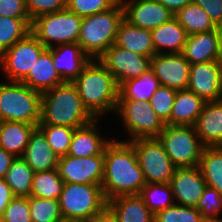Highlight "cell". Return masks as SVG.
<instances>
[{
    "mask_svg": "<svg viewBox=\"0 0 222 222\" xmlns=\"http://www.w3.org/2000/svg\"><path fill=\"white\" fill-rule=\"evenodd\" d=\"M145 184L134 146L113 138L104 151L101 187L106 200L121 195H139Z\"/></svg>",
    "mask_w": 222,
    "mask_h": 222,
    "instance_id": "obj_1",
    "label": "cell"
},
{
    "mask_svg": "<svg viewBox=\"0 0 222 222\" xmlns=\"http://www.w3.org/2000/svg\"><path fill=\"white\" fill-rule=\"evenodd\" d=\"M72 83L76 86L84 107L95 119H103L112 114L114 116L119 86L99 59H90Z\"/></svg>",
    "mask_w": 222,
    "mask_h": 222,
    "instance_id": "obj_2",
    "label": "cell"
},
{
    "mask_svg": "<svg viewBox=\"0 0 222 222\" xmlns=\"http://www.w3.org/2000/svg\"><path fill=\"white\" fill-rule=\"evenodd\" d=\"M94 119L84 107L78 90L72 82H64L42 93L39 124L79 128Z\"/></svg>",
    "mask_w": 222,
    "mask_h": 222,
    "instance_id": "obj_3",
    "label": "cell"
},
{
    "mask_svg": "<svg viewBox=\"0 0 222 222\" xmlns=\"http://www.w3.org/2000/svg\"><path fill=\"white\" fill-rule=\"evenodd\" d=\"M124 19L122 4L83 17L78 44L90 59H99L115 43L120 22Z\"/></svg>",
    "mask_w": 222,
    "mask_h": 222,
    "instance_id": "obj_4",
    "label": "cell"
},
{
    "mask_svg": "<svg viewBox=\"0 0 222 222\" xmlns=\"http://www.w3.org/2000/svg\"><path fill=\"white\" fill-rule=\"evenodd\" d=\"M0 121L25 122L38 126L42 93L21 82L0 80Z\"/></svg>",
    "mask_w": 222,
    "mask_h": 222,
    "instance_id": "obj_5",
    "label": "cell"
},
{
    "mask_svg": "<svg viewBox=\"0 0 222 222\" xmlns=\"http://www.w3.org/2000/svg\"><path fill=\"white\" fill-rule=\"evenodd\" d=\"M58 201L64 220L86 221L107 208L101 184L64 183Z\"/></svg>",
    "mask_w": 222,
    "mask_h": 222,
    "instance_id": "obj_6",
    "label": "cell"
},
{
    "mask_svg": "<svg viewBox=\"0 0 222 222\" xmlns=\"http://www.w3.org/2000/svg\"><path fill=\"white\" fill-rule=\"evenodd\" d=\"M114 114L116 119L121 121L124 135L119 139L122 141H132L139 138H157L165 128V123L151 107L150 102L135 100H118ZM119 117V119H118Z\"/></svg>",
    "mask_w": 222,
    "mask_h": 222,
    "instance_id": "obj_7",
    "label": "cell"
},
{
    "mask_svg": "<svg viewBox=\"0 0 222 222\" xmlns=\"http://www.w3.org/2000/svg\"><path fill=\"white\" fill-rule=\"evenodd\" d=\"M83 17L67 8L32 20L31 33L46 47L78 43Z\"/></svg>",
    "mask_w": 222,
    "mask_h": 222,
    "instance_id": "obj_8",
    "label": "cell"
},
{
    "mask_svg": "<svg viewBox=\"0 0 222 222\" xmlns=\"http://www.w3.org/2000/svg\"><path fill=\"white\" fill-rule=\"evenodd\" d=\"M157 138L176 167L199 166L205 146L194 126L166 124Z\"/></svg>",
    "mask_w": 222,
    "mask_h": 222,
    "instance_id": "obj_9",
    "label": "cell"
},
{
    "mask_svg": "<svg viewBox=\"0 0 222 222\" xmlns=\"http://www.w3.org/2000/svg\"><path fill=\"white\" fill-rule=\"evenodd\" d=\"M46 49L30 32L0 55V76L6 81L21 82Z\"/></svg>",
    "mask_w": 222,
    "mask_h": 222,
    "instance_id": "obj_10",
    "label": "cell"
},
{
    "mask_svg": "<svg viewBox=\"0 0 222 222\" xmlns=\"http://www.w3.org/2000/svg\"><path fill=\"white\" fill-rule=\"evenodd\" d=\"M135 148L137 160L146 183H170L177 168L166 154L158 138L129 141Z\"/></svg>",
    "mask_w": 222,
    "mask_h": 222,
    "instance_id": "obj_11",
    "label": "cell"
},
{
    "mask_svg": "<svg viewBox=\"0 0 222 222\" xmlns=\"http://www.w3.org/2000/svg\"><path fill=\"white\" fill-rule=\"evenodd\" d=\"M99 60L113 75L117 85L138 78L150 69L151 58L123 49L115 44L110 46Z\"/></svg>",
    "mask_w": 222,
    "mask_h": 222,
    "instance_id": "obj_12",
    "label": "cell"
},
{
    "mask_svg": "<svg viewBox=\"0 0 222 222\" xmlns=\"http://www.w3.org/2000/svg\"><path fill=\"white\" fill-rule=\"evenodd\" d=\"M57 170L64 183L102 184L104 155L59 157Z\"/></svg>",
    "mask_w": 222,
    "mask_h": 222,
    "instance_id": "obj_13",
    "label": "cell"
},
{
    "mask_svg": "<svg viewBox=\"0 0 222 222\" xmlns=\"http://www.w3.org/2000/svg\"><path fill=\"white\" fill-rule=\"evenodd\" d=\"M187 89L205 102L222 99V60L192 64Z\"/></svg>",
    "mask_w": 222,
    "mask_h": 222,
    "instance_id": "obj_14",
    "label": "cell"
},
{
    "mask_svg": "<svg viewBox=\"0 0 222 222\" xmlns=\"http://www.w3.org/2000/svg\"><path fill=\"white\" fill-rule=\"evenodd\" d=\"M191 64L182 53L155 54L150 68L160 85L176 91L187 89Z\"/></svg>",
    "mask_w": 222,
    "mask_h": 222,
    "instance_id": "obj_15",
    "label": "cell"
},
{
    "mask_svg": "<svg viewBox=\"0 0 222 222\" xmlns=\"http://www.w3.org/2000/svg\"><path fill=\"white\" fill-rule=\"evenodd\" d=\"M170 185L175 204L193 208L197 207L207 186L198 166L177 167Z\"/></svg>",
    "mask_w": 222,
    "mask_h": 222,
    "instance_id": "obj_16",
    "label": "cell"
},
{
    "mask_svg": "<svg viewBox=\"0 0 222 222\" xmlns=\"http://www.w3.org/2000/svg\"><path fill=\"white\" fill-rule=\"evenodd\" d=\"M122 6L125 20L147 30L155 29L174 17L168 8L156 0H128Z\"/></svg>",
    "mask_w": 222,
    "mask_h": 222,
    "instance_id": "obj_17",
    "label": "cell"
},
{
    "mask_svg": "<svg viewBox=\"0 0 222 222\" xmlns=\"http://www.w3.org/2000/svg\"><path fill=\"white\" fill-rule=\"evenodd\" d=\"M103 120L105 119H94L85 126L75 128L67 155L73 157L104 155L106 146L114 136L111 138L108 134L106 135V130L102 132L100 122H105Z\"/></svg>",
    "mask_w": 222,
    "mask_h": 222,
    "instance_id": "obj_18",
    "label": "cell"
},
{
    "mask_svg": "<svg viewBox=\"0 0 222 222\" xmlns=\"http://www.w3.org/2000/svg\"><path fill=\"white\" fill-rule=\"evenodd\" d=\"M182 54L191 65L222 60V31L217 27L212 31L188 35Z\"/></svg>",
    "mask_w": 222,
    "mask_h": 222,
    "instance_id": "obj_19",
    "label": "cell"
},
{
    "mask_svg": "<svg viewBox=\"0 0 222 222\" xmlns=\"http://www.w3.org/2000/svg\"><path fill=\"white\" fill-rule=\"evenodd\" d=\"M51 49L54 67L64 82H73L90 61L78 43L61 44Z\"/></svg>",
    "mask_w": 222,
    "mask_h": 222,
    "instance_id": "obj_20",
    "label": "cell"
},
{
    "mask_svg": "<svg viewBox=\"0 0 222 222\" xmlns=\"http://www.w3.org/2000/svg\"><path fill=\"white\" fill-rule=\"evenodd\" d=\"M205 146H222V99L206 102L194 125Z\"/></svg>",
    "mask_w": 222,
    "mask_h": 222,
    "instance_id": "obj_21",
    "label": "cell"
},
{
    "mask_svg": "<svg viewBox=\"0 0 222 222\" xmlns=\"http://www.w3.org/2000/svg\"><path fill=\"white\" fill-rule=\"evenodd\" d=\"M34 172L51 171L57 169V156L43 132L36 127L29 137V142L22 157Z\"/></svg>",
    "mask_w": 222,
    "mask_h": 222,
    "instance_id": "obj_22",
    "label": "cell"
},
{
    "mask_svg": "<svg viewBox=\"0 0 222 222\" xmlns=\"http://www.w3.org/2000/svg\"><path fill=\"white\" fill-rule=\"evenodd\" d=\"M116 222H154V214L139 195H121L107 201Z\"/></svg>",
    "mask_w": 222,
    "mask_h": 222,
    "instance_id": "obj_23",
    "label": "cell"
},
{
    "mask_svg": "<svg viewBox=\"0 0 222 222\" xmlns=\"http://www.w3.org/2000/svg\"><path fill=\"white\" fill-rule=\"evenodd\" d=\"M26 86L43 93L64 81L56 71L52 60V49L47 48L36 60L28 75L21 81Z\"/></svg>",
    "mask_w": 222,
    "mask_h": 222,
    "instance_id": "obj_24",
    "label": "cell"
},
{
    "mask_svg": "<svg viewBox=\"0 0 222 222\" xmlns=\"http://www.w3.org/2000/svg\"><path fill=\"white\" fill-rule=\"evenodd\" d=\"M114 44L150 58L156 54L151 30L136 27L125 19L119 24Z\"/></svg>",
    "mask_w": 222,
    "mask_h": 222,
    "instance_id": "obj_25",
    "label": "cell"
},
{
    "mask_svg": "<svg viewBox=\"0 0 222 222\" xmlns=\"http://www.w3.org/2000/svg\"><path fill=\"white\" fill-rule=\"evenodd\" d=\"M151 33L156 54L182 53L188 36L175 17L152 29Z\"/></svg>",
    "mask_w": 222,
    "mask_h": 222,
    "instance_id": "obj_26",
    "label": "cell"
},
{
    "mask_svg": "<svg viewBox=\"0 0 222 222\" xmlns=\"http://www.w3.org/2000/svg\"><path fill=\"white\" fill-rule=\"evenodd\" d=\"M205 103L189 89L178 90L170 113V125L194 126Z\"/></svg>",
    "mask_w": 222,
    "mask_h": 222,
    "instance_id": "obj_27",
    "label": "cell"
},
{
    "mask_svg": "<svg viewBox=\"0 0 222 222\" xmlns=\"http://www.w3.org/2000/svg\"><path fill=\"white\" fill-rule=\"evenodd\" d=\"M35 128V125L25 122L0 121V147L14 157H23Z\"/></svg>",
    "mask_w": 222,
    "mask_h": 222,
    "instance_id": "obj_28",
    "label": "cell"
},
{
    "mask_svg": "<svg viewBox=\"0 0 222 222\" xmlns=\"http://www.w3.org/2000/svg\"><path fill=\"white\" fill-rule=\"evenodd\" d=\"M160 87L159 79L150 68L138 78L124 81L118 88V100L149 102L151 96Z\"/></svg>",
    "mask_w": 222,
    "mask_h": 222,
    "instance_id": "obj_29",
    "label": "cell"
},
{
    "mask_svg": "<svg viewBox=\"0 0 222 222\" xmlns=\"http://www.w3.org/2000/svg\"><path fill=\"white\" fill-rule=\"evenodd\" d=\"M198 167L206 185L222 195V146L204 147Z\"/></svg>",
    "mask_w": 222,
    "mask_h": 222,
    "instance_id": "obj_30",
    "label": "cell"
},
{
    "mask_svg": "<svg viewBox=\"0 0 222 222\" xmlns=\"http://www.w3.org/2000/svg\"><path fill=\"white\" fill-rule=\"evenodd\" d=\"M34 171L22 157H15L4 180L15 197H30Z\"/></svg>",
    "mask_w": 222,
    "mask_h": 222,
    "instance_id": "obj_31",
    "label": "cell"
},
{
    "mask_svg": "<svg viewBox=\"0 0 222 222\" xmlns=\"http://www.w3.org/2000/svg\"><path fill=\"white\" fill-rule=\"evenodd\" d=\"M174 17L185 29L187 35L208 32L217 28L204 9L193 2L179 10Z\"/></svg>",
    "mask_w": 222,
    "mask_h": 222,
    "instance_id": "obj_32",
    "label": "cell"
},
{
    "mask_svg": "<svg viewBox=\"0 0 222 222\" xmlns=\"http://www.w3.org/2000/svg\"><path fill=\"white\" fill-rule=\"evenodd\" d=\"M30 18L0 16V55L31 32Z\"/></svg>",
    "mask_w": 222,
    "mask_h": 222,
    "instance_id": "obj_33",
    "label": "cell"
},
{
    "mask_svg": "<svg viewBox=\"0 0 222 222\" xmlns=\"http://www.w3.org/2000/svg\"><path fill=\"white\" fill-rule=\"evenodd\" d=\"M139 196L154 215L175 204L170 183H146Z\"/></svg>",
    "mask_w": 222,
    "mask_h": 222,
    "instance_id": "obj_34",
    "label": "cell"
},
{
    "mask_svg": "<svg viewBox=\"0 0 222 222\" xmlns=\"http://www.w3.org/2000/svg\"><path fill=\"white\" fill-rule=\"evenodd\" d=\"M64 185L58 170L34 172L31 196L58 200Z\"/></svg>",
    "mask_w": 222,
    "mask_h": 222,
    "instance_id": "obj_35",
    "label": "cell"
},
{
    "mask_svg": "<svg viewBox=\"0 0 222 222\" xmlns=\"http://www.w3.org/2000/svg\"><path fill=\"white\" fill-rule=\"evenodd\" d=\"M37 127L43 132L50 148L57 156L67 155L75 128L51 124H38Z\"/></svg>",
    "mask_w": 222,
    "mask_h": 222,
    "instance_id": "obj_36",
    "label": "cell"
},
{
    "mask_svg": "<svg viewBox=\"0 0 222 222\" xmlns=\"http://www.w3.org/2000/svg\"><path fill=\"white\" fill-rule=\"evenodd\" d=\"M29 207L32 222H62L64 220L58 200L30 196Z\"/></svg>",
    "mask_w": 222,
    "mask_h": 222,
    "instance_id": "obj_37",
    "label": "cell"
},
{
    "mask_svg": "<svg viewBox=\"0 0 222 222\" xmlns=\"http://www.w3.org/2000/svg\"><path fill=\"white\" fill-rule=\"evenodd\" d=\"M207 222H222V195L206 186L196 207Z\"/></svg>",
    "mask_w": 222,
    "mask_h": 222,
    "instance_id": "obj_38",
    "label": "cell"
},
{
    "mask_svg": "<svg viewBox=\"0 0 222 222\" xmlns=\"http://www.w3.org/2000/svg\"><path fill=\"white\" fill-rule=\"evenodd\" d=\"M154 222H207L197 208L174 204L154 215Z\"/></svg>",
    "mask_w": 222,
    "mask_h": 222,
    "instance_id": "obj_39",
    "label": "cell"
},
{
    "mask_svg": "<svg viewBox=\"0 0 222 222\" xmlns=\"http://www.w3.org/2000/svg\"><path fill=\"white\" fill-rule=\"evenodd\" d=\"M176 93V90L160 85L149 101L156 114L167 125H170V113Z\"/></svg>",
    "mask_w": 222,
    "mask_h": 222,
    "instance_id": "obj_40",
    "label": "cell"
},
{
    "mask_svg": "<svg viewBox=\"0 0 222 222\" xmlns=\"http://www.w3.org/2000/svg\"><path fill=\"white\" fill-rule=\"evenodd\" d=\"M114 0H67L66 8L80 17L90 16L112 8Z\"/></svg>",
    "mask_w": 222,
    "mask_h": 222,
    "instance_id": "obj_41",
    "label": "cell"
},
{
    "mask_svg": "<svg viewBox=\"0 0 222 222\" xmlns=\"http://www.w3.org/2000/svg\"><path fill=\"white\" fill-rule=\"evenodd\" d=\"M0 222H32L29 197H14L0 217Z\"/></svg>",
    "mask_w": 222,
    "mask_h": 222,
    "instance_id": "obj_42",
    "label": "cell"
},
{
    "mask_svg": "<svg viewBox=\"0 0 222 222\" xmlns=\"http://www.w3.org/2000/svg\"><path fill=\"white\" fill-rule=\"evenodd\" d=\"M67 0H26L30 20L36 17L66 9Z\"/></svg>",
    "mask_w": 222,
    "mask_h": 222,
    "instance_id": "obj_43",
    "label": "cell"
},
{
    "mask_svg": "<svg viewBox=\"0 0 222 222\" xmlns=\"http://www.w3.org/2000/svg\"><path fill=\"white\" fill-rule=\"evenodd\" d=\"M0 16L30 18L26 0H0Z\"/></svg>",
    "mask_w": 222,
    "mask_h": 222,
    "instance_id": "obj_44",
    "label": "cell"
},
{
    "mask_svg": "<svg viewBox=\"0 0 222 222\" xmlns=\"http://www.w3.org/2000/svg\"><path fill=\"white\" fill-rule=\"evenodd\" d=\"M209 15L218 27L222 23V0H192Z\"/></svg>",
    "mask_w": 222,
    "mask_h": 222,
    "instance_id": "obj_45",
    "label": "cell"
},
{
    "mask_svg": "<svg viewBox=\"0 0 222 222\" xmlns=\"http://www.w3.org/2000/svg\"><path fill=\"white\" fill-rule=\"evenodd\" d=\"M15 196L4 178H0V217Z\"/></svg>",
    "mask_w": 222,
    "mask_h": 222,
    "instance_id": "obj_46",
    "label": "cell"
},
{
    "mask_svg": "<svg viewBox=\"0 0 222 222\" xmlns=\"http://www.w3.org/2000/svg\"><path fill=\"white\" fill-rule=\"evenodd\" d=\"M15 157L0 147V178H4Z\"/></svg>",
    "mask_w": 222,
    "mask_h": 222,
    "instance_id": "obj_47",
    "label": "cell"
},
{
    "mask_svg": "<svg viewBox=\"0 0 222 222\" xmlns=\"http://www.w3.org/2000/svg\"><path fill=\"white\" fill-rule=\"evenodd\" d=\"M166 8H168L173 14H176L179 10L192 2V0H156Z\"/></svg>",
    "mask_w": 222,
    "mask_h": 222,
    "instance_id": "obj_48",
    "label": "cell"
},
{
    "mask_svg": "<svg viewBox=\"0 0 222 222\" xmlns=\"http://www.w3.org/2000/svg\"><path fill=\"white\" fill-rule=\"evenodd\" d=\"M86 222H116V220L109 209L106 208L100 214L92 216L89 220H86Z\"/></svg>",
    "mask_w": 222,
    "mask_h": 222,
    "instance_id": "obj_49",
    "label": "cell"
},
{
    "mask_svg": "<svg viewBox=\"0 0 222 222\" xmlns=\"http://www.w3.org/2000/svg\"><path fill=\"white\" fill-rule=\"evenodd\" d=\"M117 4H123L124 2L128 1V0H114Z\"/></svg>",
    "mask_w": 222,
    "mask_h": 222,
    "instance_id": "obj_50",
    "label": "cell"
},
{
    "mask_svg": "<svg viewBox=\"0 0 222 222\" xmlns=\"http://www.w3.org/2000/svg\"><path fill=\"white\" fill-rule=\"evenodd\" d=\"M62 222H86V221L63 220Z\"/></svg>",
    "mask_w": 222,
    "mask_h": 222,
    "instance_id": "obj_51",
    "label": "cell"
},
{
    "mask_svg": "<svg viewBox=\"0 0 222 222\" xmlns=\"http://www.w3.org/2000/svg\"><path fill=\"white\" fill-rule=\"evenodd\" d=\"M218 28L222 31V23L218 26Z\"/></svg>",
    "mask_w": 222,
    "mask_h": 222,
    "instance_id": "obj_52",
    "label": "cell"
}]
</instances>
